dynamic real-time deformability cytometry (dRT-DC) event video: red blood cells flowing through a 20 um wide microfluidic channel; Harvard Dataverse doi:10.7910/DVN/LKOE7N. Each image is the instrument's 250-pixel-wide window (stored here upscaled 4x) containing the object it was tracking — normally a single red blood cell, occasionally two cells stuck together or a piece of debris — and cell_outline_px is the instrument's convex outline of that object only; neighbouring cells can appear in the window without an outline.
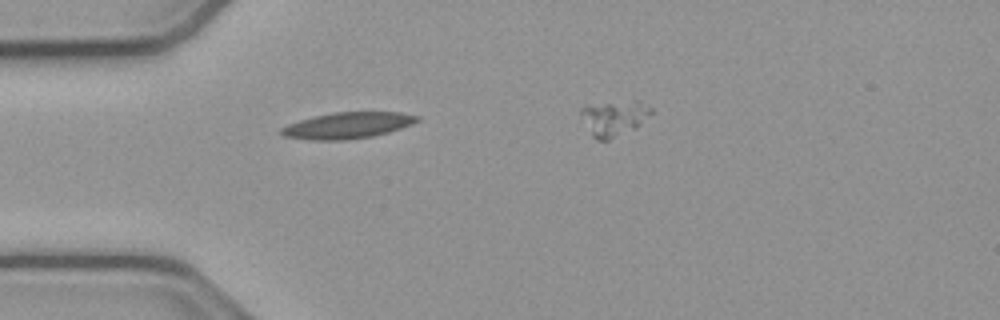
{"species": "common noctule bat (a hibernating species)", "species_latin": "Nyctalus noctula", "temperature_condition": "cold", "stored_images_in_passage": 13, "camera_frame_rate_fps": 3000, "um_per_image_px": 0.085, "animal": {"sex": "male", "body_mass_g": 23.1, "forearm_length_mm": 52.7}, "frame": {"image": 1, "passage_image": 5, "time_ms": 1.333, "image_size_px": [1000, 320], "cell_outline_px": [[420, 120], [412, 124], [388, 132], [372, 136], [344, 140], [316, 140], [284, 136], [280, 132], [280, 128], [288, 124], [300, 120], [332, 112], [400, 112], [420, 116]], "centroid_in_image_um": [29.57, 10.65], "position_along_channel_um": 55.4, "area_um2": 20.58}}
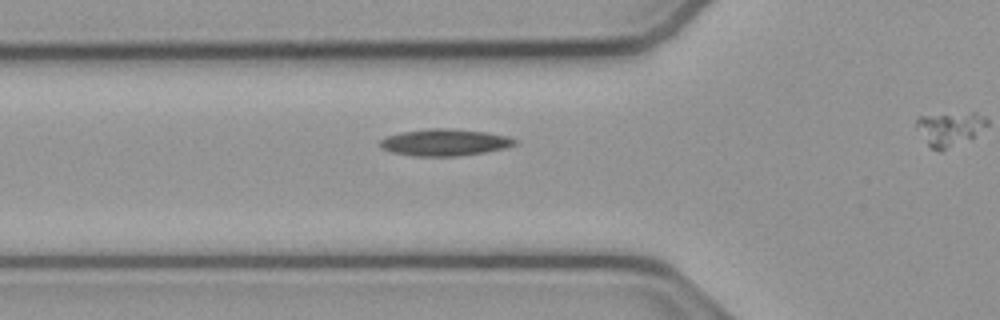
{"frame": {"image": 2, "passage_image": 8, "time_ms": 2.333, "image_size_px": [1000, 320], "cell_outline_px": [[516, 144], [504, 148], [484, 152], [456, 156], [416, 156], [392, 152], [380, 148], [380, 140], [388, 136], [400, 132], [432, 128], [452, 128], [484, 132], [508, 136], [516, 140]], "centroid_in_image_um": [37.78, 12.1], "position_along_channel_um": 88.0, "area_um2": 20.87}}
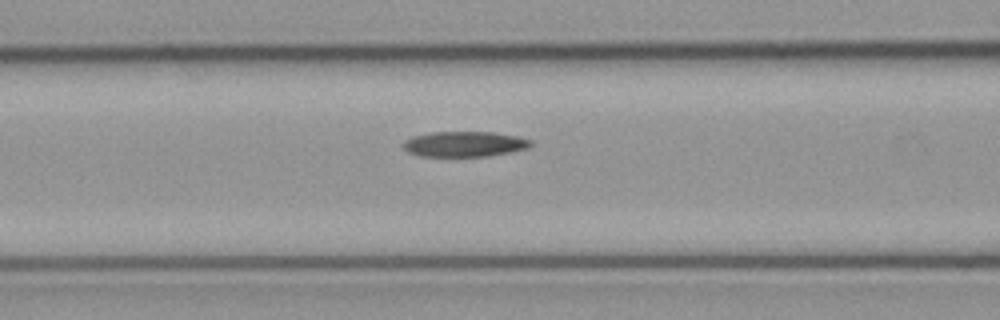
{"frame": {"image": 3, "passage_image": 11, "time_ms": 3.333, "image_size_px": [1000, 320], "cell_outline_px": [[532, 144], [528, 148], [488, 156], [420, 156], [408, 152], [404, 148], [404, 140], [412, 136], [432, 132], [492, 132], [516, 136], [532, 140]], "centroid_in_image_um": [39.46, 12.24], "position_along_channel_um": 127.1, "area_um2": 18.73}}